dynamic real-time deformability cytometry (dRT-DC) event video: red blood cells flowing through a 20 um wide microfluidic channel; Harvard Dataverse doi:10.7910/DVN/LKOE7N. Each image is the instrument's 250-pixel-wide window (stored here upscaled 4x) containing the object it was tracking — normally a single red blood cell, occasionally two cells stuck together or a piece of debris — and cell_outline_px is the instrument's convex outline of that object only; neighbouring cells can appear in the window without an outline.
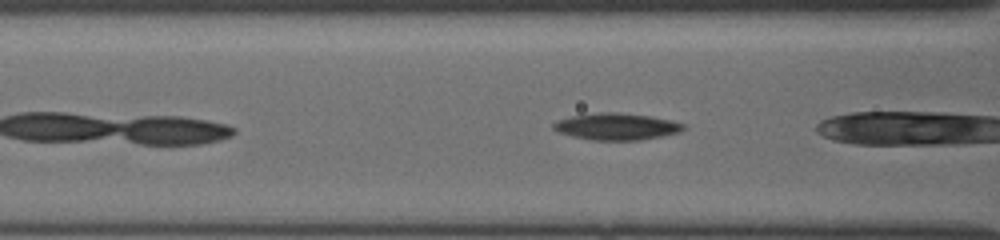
{"species": "common noctule bat (a hibernating species)", "species_latin": "Nyctalus noctula", "temperature_condition": "cold", "stored_images_in_passage": 13, "camera_frame_rate_fps": 3000, "um_per_image_px": 0.085, "animal": {"sex": "female", "body_mass_g": 19.5, "forearm_length_mm": 54.1}, "frame": {"image": 1, "passage_image": 12, "time_ms": 2.333, "image_size_px": [1000, 240], "cell_outline_px": [[684, 128], [680, 132], [640, 140], [592, 140], [572, 136], [560, 132], [552, 128], [552, 124], [556, 120], [572, 116], [600, 112], [616, 112], [648, 116], [668, 120], [684, 124]], "centroid_in_image_um": [52.36, 10.76], "position_along_channel_um": 114.2, "area_um2": 20.0}}